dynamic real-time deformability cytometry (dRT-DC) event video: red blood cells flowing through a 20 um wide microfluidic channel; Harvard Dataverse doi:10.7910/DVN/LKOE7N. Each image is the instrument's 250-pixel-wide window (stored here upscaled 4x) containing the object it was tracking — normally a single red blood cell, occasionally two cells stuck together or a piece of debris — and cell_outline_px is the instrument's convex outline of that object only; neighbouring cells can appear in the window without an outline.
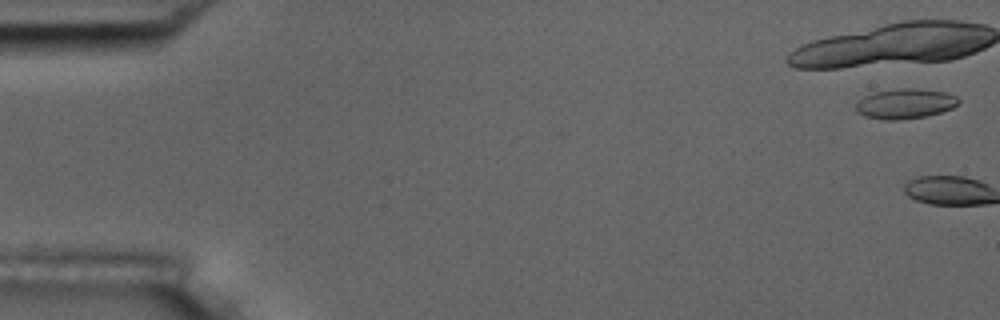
{"species": "common noctule bat (a hibernating species)", "species_latin": "Nyctalus noctula", "temperature_condition": "room temperature", "stored_images_in_passage": 4, "camera_frame_rate_fps": 3000, "um_per_image_px": 0.085, "animal": {"sex": "male", "body_mass_g": 17.5, "forearm_length_mm": 52.3}, "frame": {"image": 1, "passage_image": 2, "time_ms": 0.333, "image_size_px": [1000, 320], "cell_outline_px": [[960, 104], [952, 108], [928, 116], [900, 120], [884, 120], [864, 116], [856, 112], [856, 104], [864, 96], [876, 92], [896, 88], [916, 88], [944, 92], [956, 96], [960, 100]], "centroid_in_image_um": [76.95, 8.82], "position_along_channel_um": 8.1, "area_um2": 18.09}}